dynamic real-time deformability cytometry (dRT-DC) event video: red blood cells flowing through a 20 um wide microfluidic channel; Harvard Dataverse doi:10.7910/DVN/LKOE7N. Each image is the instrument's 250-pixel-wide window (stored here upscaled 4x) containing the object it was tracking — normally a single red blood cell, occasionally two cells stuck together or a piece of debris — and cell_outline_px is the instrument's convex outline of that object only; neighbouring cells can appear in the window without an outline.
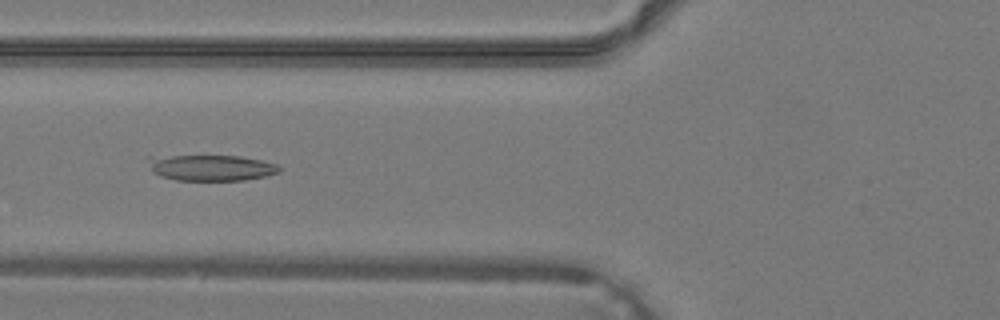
{"species": "common noctule bat (a hibernating species)", "species_latin": "Nyctalus noctula", "temperature_condition": "warm", "stored_images_in_passage": 40, "camera_frame_rate_fps": 3000, "um_per_image_px": 0.085, "animal": {"sex": "male", "body_mass_g": 19.2, "forearm_length_mm": 51.8}, "frame": {"image": 1, "passage_image": 16, "time_ms": 5.0, "image_size_px": [1000, 320], "cell_outline_px": [[280, 172], [268, 176], [244, 180], [176, 180], [160, 176], [152, 172], [148, 156], [240, 156], [264, 160], [276, 164], [280, 168]], "centroid_in_image_um": [17.98, 14.26], "position_along_channel_um": 107.8, "area_um2": 19.83}}
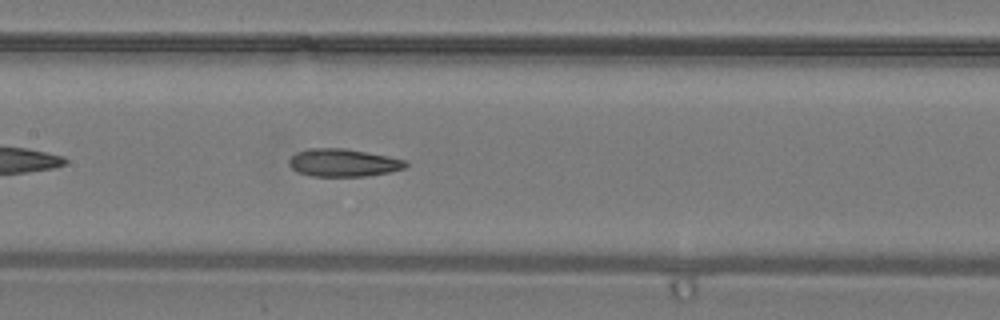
{"frame": {"image": 2, "passage_image": 20, "time_ms": 6.333, "image_size_px": [1000, 320], "cell_outline_px": [[408, 164], [404, 168], [388, 172], [368, 176], [312, 176], [300, 172], [292, 168], [288, 164], [288, 160], [296, 152], [308, 148], [344, 148], [388, 156], [404, 160]], "centroid_in_image_um": [29.15, 13.82], "position_along_channel_um": 178.3, "area_um2": 18.73}}
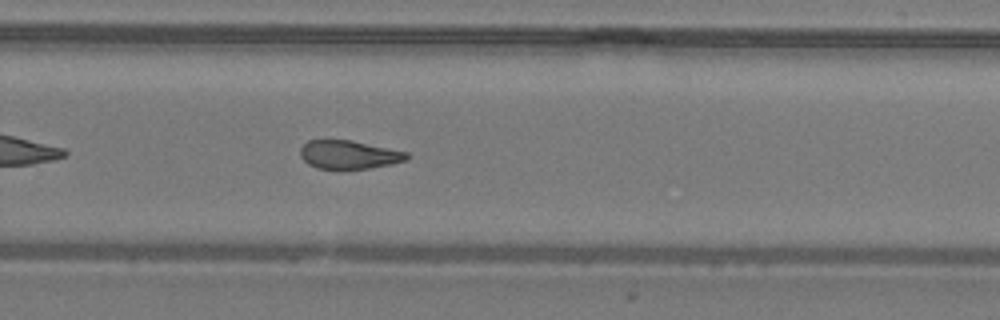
{"frame": {"image": 3, "passage_image": 27, "time_ms": 8.667, "image_size_px": [1000, 320], "cell_outline_px": [[408, 160], [392, 164], [368, 168], [316, 168], [308, 164], [300, 156], [300, 148], [308, 140], [352, 140], [408, 152]], "centroid_in_image_um": [29.66, 13.13], "position_along_channel_um": 300.1, "area_um2": 17.57}}